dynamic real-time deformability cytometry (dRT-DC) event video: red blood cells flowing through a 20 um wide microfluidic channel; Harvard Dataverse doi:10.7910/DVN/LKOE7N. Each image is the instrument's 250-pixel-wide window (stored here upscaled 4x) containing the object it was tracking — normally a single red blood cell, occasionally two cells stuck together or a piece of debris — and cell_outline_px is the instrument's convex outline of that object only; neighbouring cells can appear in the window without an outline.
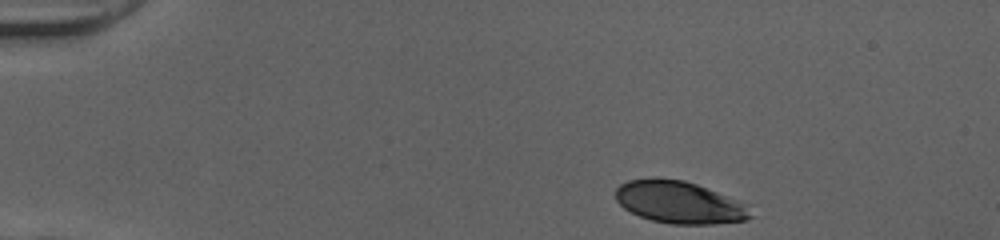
{"species": "human", "species_latin": "Homo sapiens", "temperature_condition": "cold", "stored_images_in_passage": 36, "camera_frame_rate_fps": 3000, "um_per_image_px": 0.085, "donor": {"sex": "female"}, "frame": {"image": 1, "passage_image": 1, "time_ms": 0.0, "image_size_px": [1000, 240], "cell_outline_px": [[752, 216], [744, 220], [716, 224], [668, 224], [652, 220], [640, 216], [624, 208], [616, 200], [616, 188], [620, 184], [628, 180], [684, 180], [696, 184], [748, 204]], "centroid_in_image_um": [57.77, 17.23], "position_along_channel_um": 27.2, "area_um2": 32.6}}
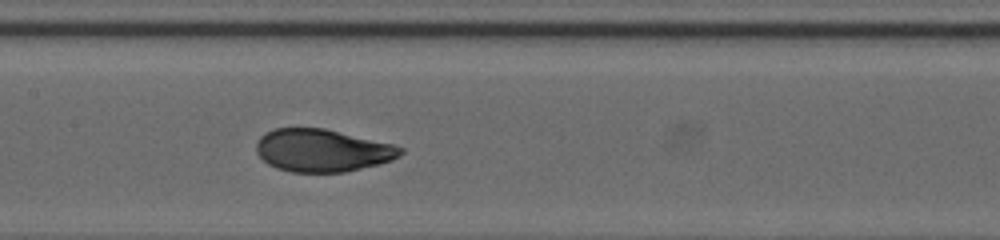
{"frame": {"image": 2, "passage_image": 19, "time_ms": 6.0, "image_size_px": [1000, 240], "cell_outline_px": [[404, 152], [400, 156], [392, 160], [380, 164], [344, 172], [292, 172], [276, 168], [268, 164], [256, 152], [256, 144], [260, 136], [264, 132], [276, 128], [324, 128], [392, 144], [404, 148]], "centroid_in_image_um": [27.39, 12.79], "position_along_channel_um": 180.0, "area_um2": 35.84}}
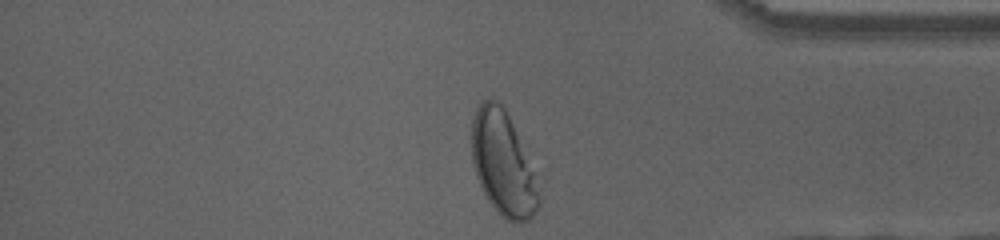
{"frame": {"image": 3, "passage_image": 36, "time_ms": 11.667, "image_size_px": [1000, 240], "cell_outline_px": [[548, 168], [540, 204], [532, 216], [528, 220], [520, 224], [516, 224], [500, 216], [488, 200], [476, 176], [472, 164], [472, 120], [476, 108], [484, 100], [492, 96], [500, 100]], "centroid_in_image_um": [43.03, 13.85], "position_along_channel_um": 392.2, "area_um2": 46.07}, "authors_computed_cell_mechanics": {"area_um2": 36.2984, "velocity_mm_per_s": 4.0089, "shape_relaxation_time_tau1_ms": 3.962, "shape_relaxation_time_tau2_ms": null, "deformation_change_tau1": 0.1672, "deformation_change_tau2": null}}